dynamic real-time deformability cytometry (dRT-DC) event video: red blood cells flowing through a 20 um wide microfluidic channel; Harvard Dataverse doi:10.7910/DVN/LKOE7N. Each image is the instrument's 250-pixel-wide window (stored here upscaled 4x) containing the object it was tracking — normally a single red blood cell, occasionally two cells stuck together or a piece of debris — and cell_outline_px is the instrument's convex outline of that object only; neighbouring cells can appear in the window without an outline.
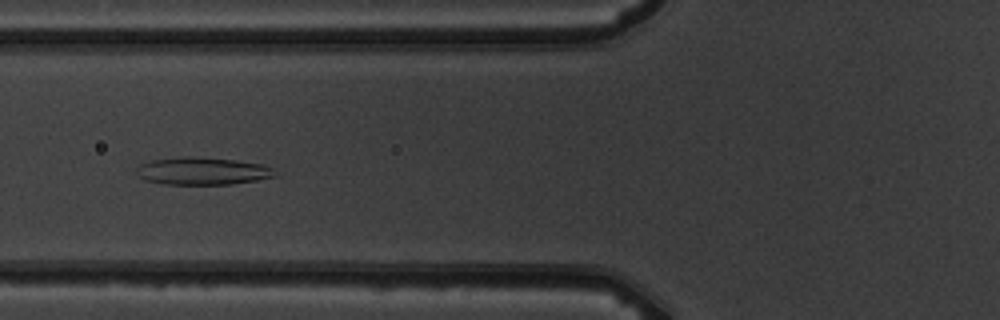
{"species": "common noctule bat (a hibernating species)", "species_latin": "Nyctalus noctula", "temperature_condition": "warm", "stored_images_in_passage": 5, "camera_frame_rate_fps": 3000, "um_per_image_px": 0.085, "animal": {"sex": "male", "body_mass_g": 19.5, "forearm_length_mm": 54.6}, "frame": {"image": 1, "passage_image": 5, "time_ms": 5.333, "image_size_px": [1000, 320], "cell_outline_px": [[276, 176], [256, 180], [232, 184], [164, 184], [144, 180], [136, 172], [136, 168], [140, 164], [152, 160], [184, 156], [188, 156], [236, 160], [264, 164], [272, 168]], "centroid_in_image_um": [17.2, 14.53], "position_along_channel_um": 108.6, "area_um2": 22.14}}